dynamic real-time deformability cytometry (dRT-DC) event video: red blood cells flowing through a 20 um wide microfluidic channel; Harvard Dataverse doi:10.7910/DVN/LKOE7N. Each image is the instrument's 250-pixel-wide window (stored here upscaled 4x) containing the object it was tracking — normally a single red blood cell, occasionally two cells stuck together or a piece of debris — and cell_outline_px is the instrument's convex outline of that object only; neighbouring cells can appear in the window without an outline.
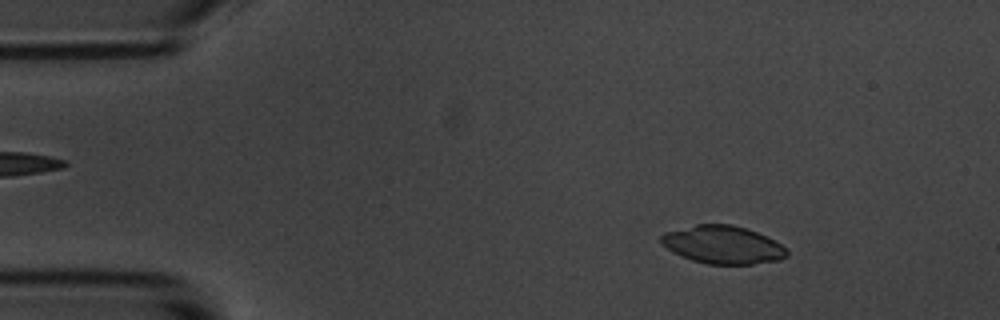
{"species": "common noctule bat (a hibernating species)", "species_latin": "Nyctalus noctula", "temperature_condition": "room temperature", "stored_images_in_passage": 56, "camera_frame_rate_fps": 3000, "um_per_image_px": 0.085, "animal": {"sex": "male", "body_mass_g": 20.1, "forearm_length_mm": 53.5}, "frame": {"image": 1, "passage_image": 7, "time_ms": 2.0, "image_size_px": [1000, 320], "cell_outline_px": [[788, 256], [780, 260], [752, 264], [708, 264], [692, 260], [680, 256], [672, 252], [660, 240], [660, 236], [664, 232], [696, 224], [732, 224], [768, 236], [780, 244], [788, 252]], "centroid_in_image_um": [61.44, 20.8], "position_along_channel_um": 23.6, "area_um2": 27.8}}
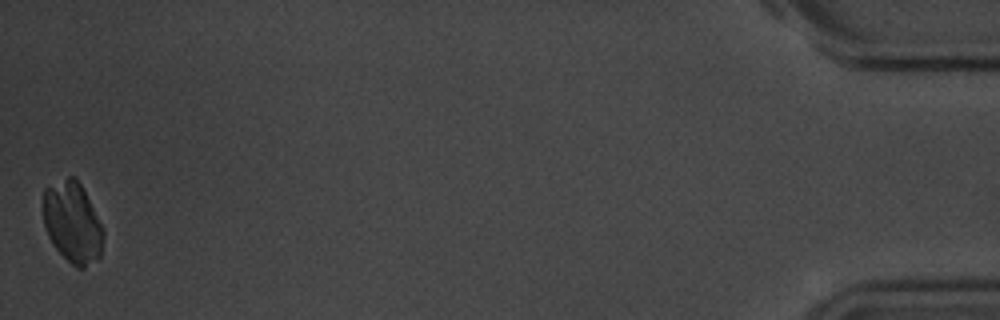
{"frame": {"image": 2, "passage_image": 56, "time_ms": 18.333, "image_size_px": [1000, 320], "cell_outline_px": [[104, 236], [100, 256], [96, 260], [84, 268], [76, 268], [52, 244], [44, 228], [44, 188], [68, 176], [76, 176], [104, 228]], "centroid_in_image_um": [6.17, 18.91], "position_along_channel_um": 429.0, "area_um2": 28.38}}